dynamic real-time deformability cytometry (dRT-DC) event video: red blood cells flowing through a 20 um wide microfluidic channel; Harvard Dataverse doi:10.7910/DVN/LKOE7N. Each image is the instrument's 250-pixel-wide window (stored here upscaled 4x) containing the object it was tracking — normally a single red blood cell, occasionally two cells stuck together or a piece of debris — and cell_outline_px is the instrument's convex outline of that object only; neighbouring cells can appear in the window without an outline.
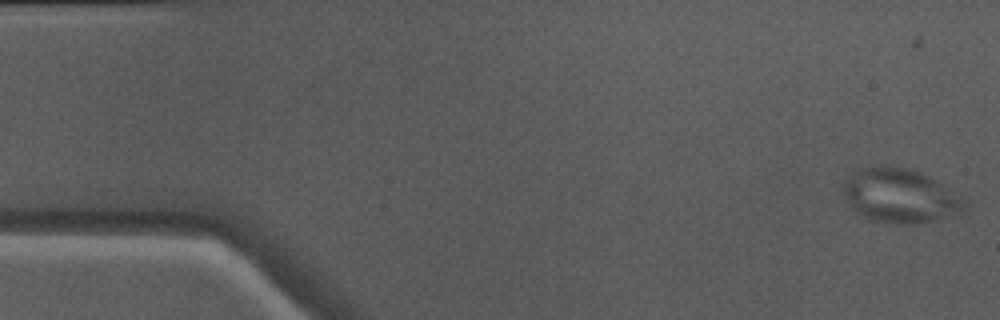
{"species": "Egyptian fruit bat (a non-hibernating species)", "species_latin": "Rousettus aegyptiacus", "temperature_condition": "warm", "stored_images_in_passage": 38, "camera_frame_rate_fps": 3000, "um_per_image_px": 0.085, "animal": {"sex": "male"}, "frame": {"image": 1, "passage_image": 1, "time_ms": 0.0, "image_size_px": [1000, 320], "cell_outline_px": [[968, 208], [960, 216], [920, 224], [888, 224], [872, 220], [860, 216], [848, 204], [840, 192], [840, 188], [844, 180], [848, 176], [864, 168], [904, 168], [920, 172], [928, 176], [964, 196], [968, 204]], "centroid_in_image_um": [76.57, 16.72], "position_along_channel_um": 8.4, "area_um2": 39.07}}
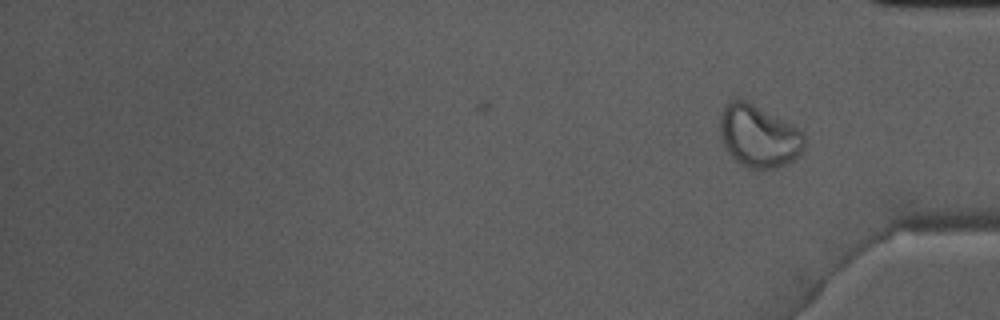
{"frame": {"image": 2, "passage_image": 38, "time_ms": 12.333, "image_size_px": [1000, 320], "cell_outline_px": [[804, 148], [800, 156], [788, 164], [776, 168], [744, 168], [728, 152], [720, 136], [720, 112], [724, 104], [736, 96], [748, 100], [804, 132]], "centroid_in_image_um": [64.47, 11.55], "position_along_channel_um": 370.7, "area_um2": 31.1}}